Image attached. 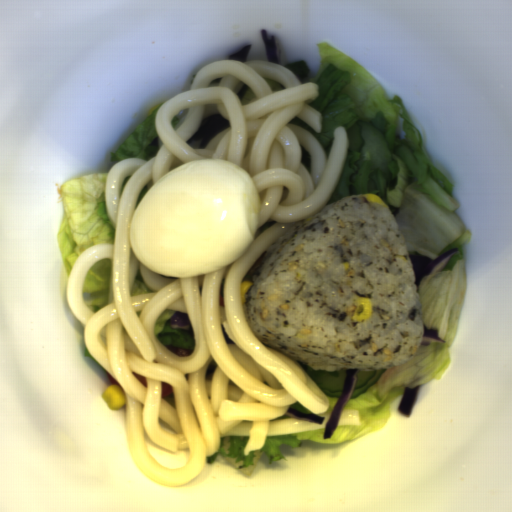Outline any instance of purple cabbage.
<instances>
[{
	"mask_svg": "<svg viewBox=\"0 0 512 512\" xmlns=\"http://www.w3.org/2000/svg\"><path fill=\"white\" fill-rule=\"evenodd\" d=\"M359 369H346L344 377L343 390L337 399L331 415L326 423L323 437L329 439L332 437L341 417L344 409L356 387L357 376Z\"/></svg>",
	"mask_w": 512,
	"mask_h": 512,
	"instance_id": "c1f60e8f",
	"label": "purple cabbage"
},
{
	"mask_svg": "<svg viewBox=\"0 0 512 512\" xmlns=\"http://www.w3.org/2000/svg\"><path fill=\"white\" fill-rule=\"evenodd\" d=\"M456 251L457 249L455 247L447 252H444L433 258L431 261L426 263L417 271H415L414 273L416 275V290L420 287L421 282L426 276H428L429 274L438 273L441 270H443L445 266L449 263V261L454 257Z\"/></svg>",
	"mask_w": 512,
	"mask_h": 512,
	"instance_id": "ea28d5fd",
	"label": "purple cabbage"
},
{
	"mask_svg": "<svg viewBox=\"0 0 512 512\" xmlns=\"http://www.w3.org/2000/svg\"><path fill=\"white\" fill-rule=\"evenodd\" d=\"M418 395L419 387L411 388L406 385L402 390L396 406L397 414L405 418H409L412 414Z\"/></svg>",
	"mask_w": 512,
	"mask_h": 512,
	"instance_id": "f65ffa83",
	"label": "purple cabbage"
},
{
	"mask_svg": "<svg viewBox=\"0 0 512 512\" xmlns=\"http://www.w3.org/2000/svg\"><path fill=\"white\" fill-rule=\"evenodd\" d=\"M260 34L266 60L271 63H280L281 52L275 36H271L269 31L262 29L260 31Z\"/></svg>",
	"mask_w": 512,
	"mask_h": 512,
	"instance_id": "39781b68",
	"label": "purple cabbage"
},
{
	"mask_svg": "<svg viewBox=\"0 0 512 512\" xmlns=\"http://www.w3.org/2000/svg\"><path fill=\"white\" fill-rule=\"evenodd\" d=\"M166 324L172 330H190L191 328V320L189 318L188 313L184 312H176L169 319L166 320Z\"/></svg>",
	"mask_w": 512,
	"mask_h": 512,
	"instance_id": "9ea6ddef",
	"label": "purple cabbage"
},
{
	"mask_svg": "<svg viewBox=\"0 0 512 512\" xmlns=\"http://www.w3.org/2000/svg\"><path fill=\"white\" fill-rule=\"evenodd\" d=\"M287 416H292L307 422H311L317 425H322L324 423L325 417L318 416L312 413H305L297 409H288L285 413Z\"/></svg>",
	"mask_w": 512,
	"mask_h": 512,
	"instance_id": "8b30caba",
	"label": "purple cabbage"
},
{
	"mask_svg": "<svg viewBox=\"0 0 512 512\" xmlns=\"http://www.w3.org/2000/svg\"><path fill=\"white\" fill-rule=\"evenodd\" d=\"M423 331H424V337L420 343V345H422L423 347H427L431 343H445L446 344L447 341H444L441 339L437 330H435L433 328H428L427 326H425L423 324Z\"/></svg>",
	"mask_w": 512,
	"mask_h": 512,
	"instance_id": "06f8d472",
	"label": "purple cabbage"
}]
</instances>
